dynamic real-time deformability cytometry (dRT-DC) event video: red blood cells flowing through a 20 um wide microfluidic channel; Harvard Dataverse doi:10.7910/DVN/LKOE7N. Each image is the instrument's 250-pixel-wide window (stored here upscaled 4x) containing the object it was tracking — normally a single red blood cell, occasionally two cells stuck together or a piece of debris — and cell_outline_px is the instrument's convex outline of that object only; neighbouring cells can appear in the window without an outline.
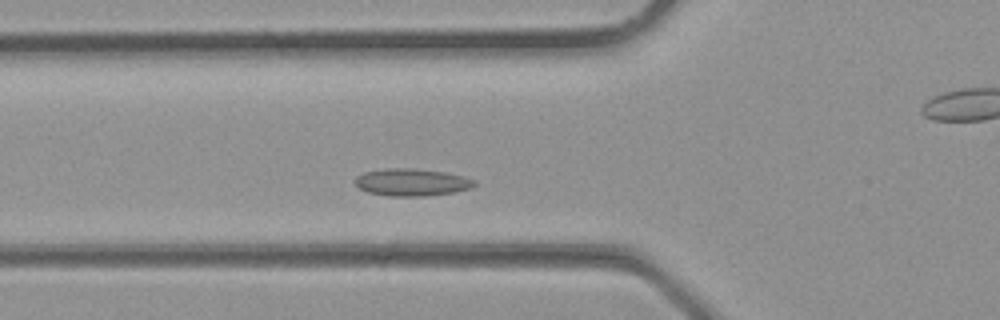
{"species": "common noctule bat (a hibernating species)", "species_latin": "Nyctalus noctula", "temperature_condition": "room temperature", "stored_images_in_passage": 29, "camera_frame_rate_fps": 3000, "um_per_image_px": 0.085, "animal": {"sex": "male", "body_mass_g": 23.1, "forearm_length_mm": 52.7}, "frame": {"image": 1, "passage_image": 6, "time_ms": 1.667, "image_size_px": [1000, 320], "cell_outline_px": [[476, 184], [472, 188], [456, 192], [424, 196], [388, 196], [368, 192], [360, 188], [356, 184], [356, 176], [364, 172], [384, 168], [412, 168], [444, 172], [476, 180]], "centroid_in_image_um": [35.01, 15.49], "position_along_channel_um": 90.8, "area_um2": 18.96}}
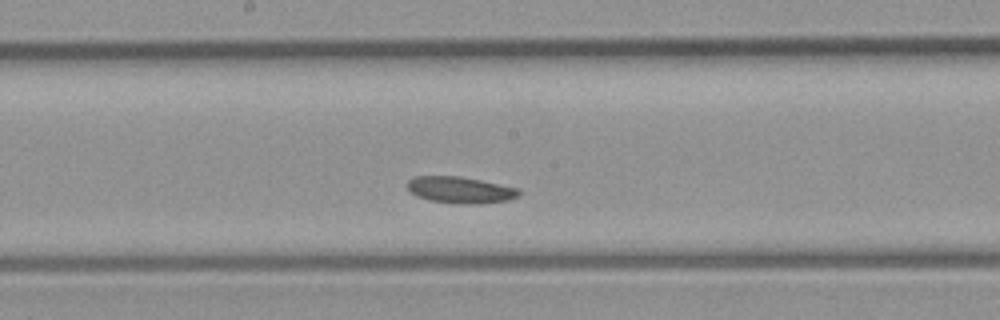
{"frame": {"image": 2, "passage_image": 12, "time_ms": 3.667, "image_size_px": [1000, 320], "cell_outline_px": [[520, 196], [508, 200], [480, 204], [460, 204], [428, 200], [416, 196], [408, 188], [408, 180], [416, 176], [460, 176], [520, 188]], "centroid_in_image_um": [39.16, 16.15], "position_along_channel_um": 209.0, "area_um2": 17.34}}
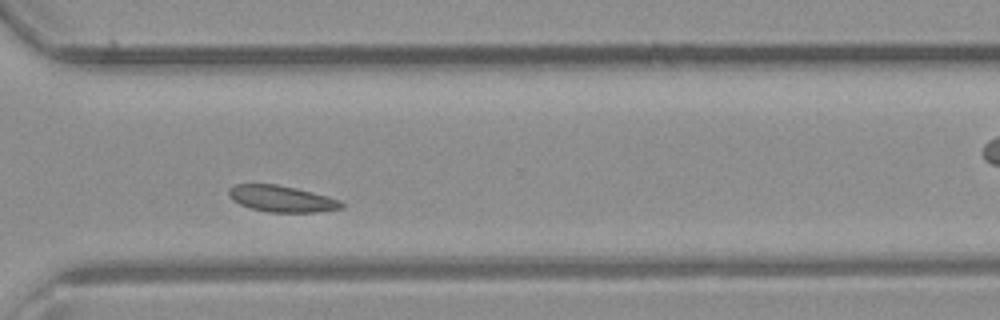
{"frame": {"image": 3, "passage_image": 19, "time_ms": 6.0, "image_size_px": [1000, 320], "cell_outline_px": [[344, 208], [316, 212], [268, 212], [252, 208], [240, 204], [232, 200], [228, 196], [228, 188], [236, 184], [276, 184], [312, 192], [340, 200], [344, 204]], "centroid_in_image_um": [23.92, 16.89], "position_along_channel_um": 346.7, "area_um2": 17.22}}